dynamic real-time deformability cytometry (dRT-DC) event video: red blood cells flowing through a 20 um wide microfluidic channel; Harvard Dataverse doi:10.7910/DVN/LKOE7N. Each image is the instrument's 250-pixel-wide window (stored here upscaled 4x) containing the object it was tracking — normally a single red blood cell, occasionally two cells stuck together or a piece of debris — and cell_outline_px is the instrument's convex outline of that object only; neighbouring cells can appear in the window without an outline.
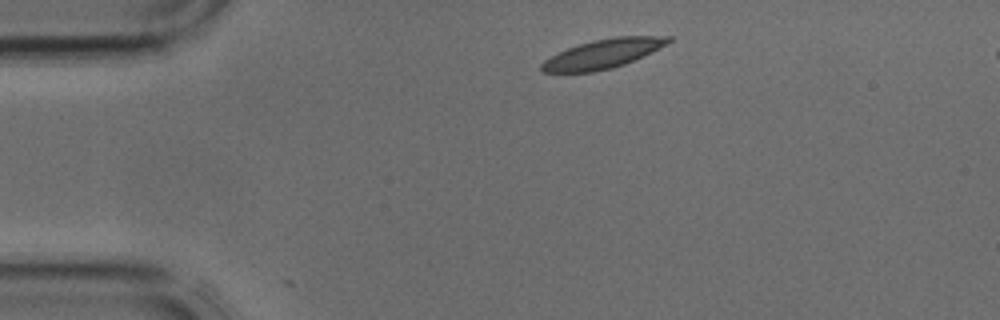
{"species": "common noctule bat (a hibernating species)", "species_latin": "Nyctalus noctula", "temperature_condition": "cold", "stored_images_in_passage": 3, "segment_of_instrument_passage": [1, 2], "camera_frame_rate_fps": 3000, "um_per_image_px": 0.085, "animal": {"sex": "male", "body_mass_g": 17.9, "forearm_length_mm": 54.2}, "frame": {"image": 1, "passage_image": 1, "time_ms": 0.0, "image_size_px": [1000, 320], "cell_outline_px": [[672, 40], [624, 64], [612, 68], [592, 72], [544, 72], [540, 68], [540, 64], [544, 60], [568, 48], [592, 40], [616, 36], [672, 36]], "centroid_in_image_um": [51.19, 4.57], "position_along_channel_um": 33.8, "area_um2": 20.92}}